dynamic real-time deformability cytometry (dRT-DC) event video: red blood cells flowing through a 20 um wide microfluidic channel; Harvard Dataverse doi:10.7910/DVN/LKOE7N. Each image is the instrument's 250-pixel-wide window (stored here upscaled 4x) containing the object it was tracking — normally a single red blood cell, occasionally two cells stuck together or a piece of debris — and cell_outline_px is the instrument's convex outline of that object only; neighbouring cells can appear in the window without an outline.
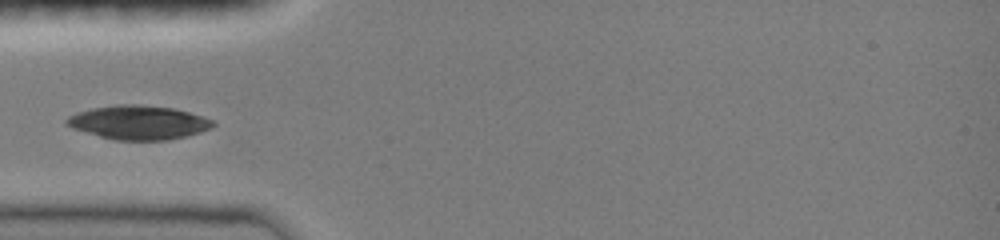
{"species": "common noctule bat (a hibernating species)", "species_latin": "Nyctalus noctula", "temperature_condition": "room temperature", "stored_images_in_passage": 25, "camera_frame_rate_fps": 3000, "um_per_image_px": 0.085, "animal": {"sex": "female", "body_mass_g": 19.0, "forearm_length_mm": 51.5}, "frame": {"image": 1, "passage_image": 1, "time_ms": 0.0, "image_size_px": [1000, 240], "cell_outline_px": [[216, 124], [212, 128], [200, 132], [168, 140], [116, 140], [100, 136], [72, 128], [64, 124], [64, 120], [68, 116], [76, 112], [92, 108], [116, 104], [140, 104], [172, 108], [188, 112], [212, 120]], "centroid_in_image_um": [11.73, 10.4], "position_along_channel_um": 73.3, "area_um2": 28.9}}
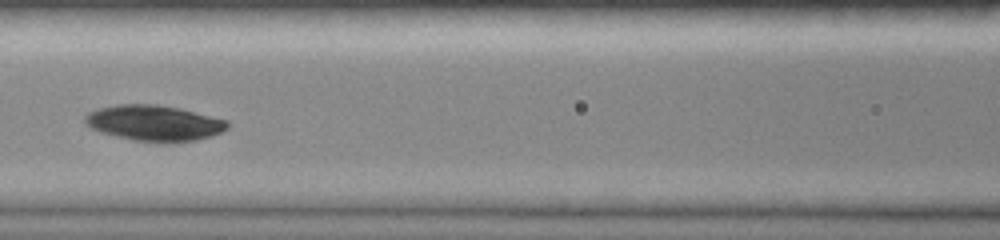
{"frame": {"image": 2, "passage_image": 16, "time_ms": 2.0, "image_size_px": [1000, 240], "cell_outline_px": [[228, 128], [212, 136], [196, 140], [132, 140], [100, 132], [84, 124], [84, 116], [88, 112], [100, 108], [116, 104], [156, 104], [180, 108], [228, 120]], "centroid_in_image_um": [13.07, 10.42], "position_along_channel_um": 153.5, "area_um2": 29.13}}
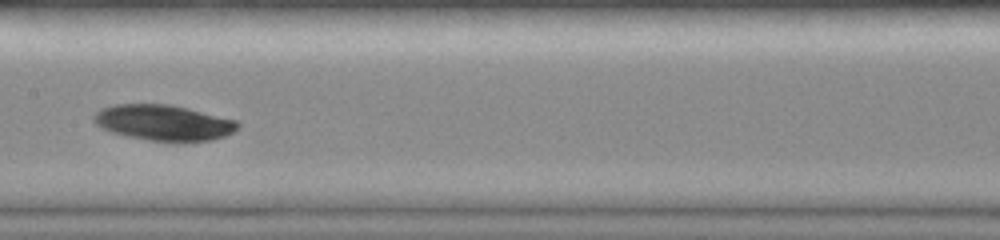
{"frame": {"image": 3, "passage_image": 24, "time_ms": 3.0, "image_size_px": [1000, 240], "cell_outline_px": [[240, 128], [224, 136], [212, 140], [184, 144], [180, 144], [148, 140], [128, 136], [112, 132], [100, 128], [92, 120], [92, 116], [100, 108], [112, 104], [172, 104], [236, 120], [240, 124]], "centroid_in_image_um": [13.91, 10.45], "position_along_channel_um": 193.5, "area_um2": 30.75}}